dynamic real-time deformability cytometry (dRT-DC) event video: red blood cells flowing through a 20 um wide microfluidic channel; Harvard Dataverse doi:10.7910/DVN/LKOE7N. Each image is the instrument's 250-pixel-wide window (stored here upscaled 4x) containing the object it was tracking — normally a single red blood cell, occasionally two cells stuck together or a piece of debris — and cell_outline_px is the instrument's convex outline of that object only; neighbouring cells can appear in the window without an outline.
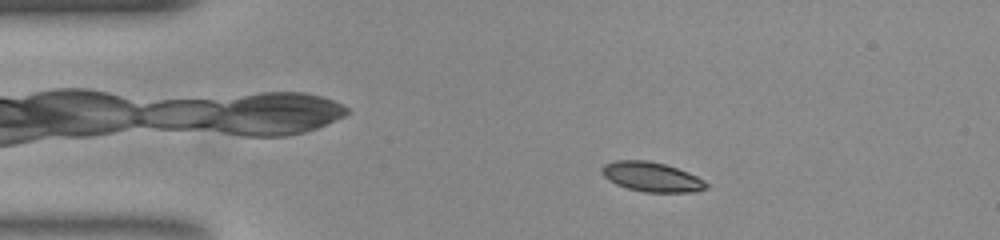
{"species": "common noctule bat (a hibernating species)", "species_latin": "Nyctalus noctula", "temperature_condition": "room temperature", "stored_images_in_passage": 45, "camera_frame_rate_fps": 3000, "um_per_image_px": 0.085, "animal": {"sex": "female", "body_mass_g": 23.0, "forearm_length_mm": 53.4}, "frame": {"image": 1, "passage_image": 2, "time_ms": 0.333, "image_size_px": [1000, 240], "cell_outline_px": [[708, 184], [704, 188], [692, 192], [644, 192], [628, 188], [616, 184], [604, 176], [600, 172], [600, 168], [604, 164], [616, 160], [648, 160], [664, 164], [688, 172], [704, 180]], "centroid_in_image_um": [55.35, 15.02], "position_along_channel_um": 29.7, "area_um2": 17.86}}
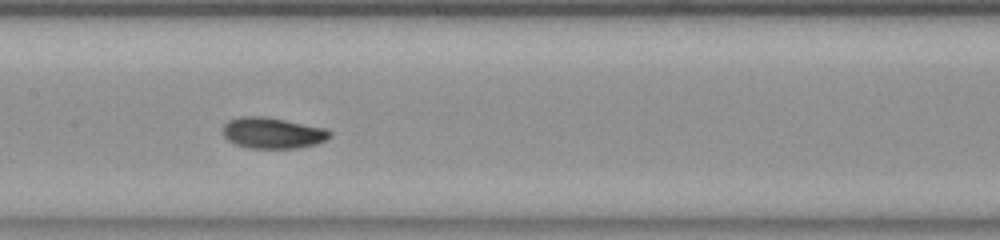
{"frame": {"image": 2, "passage_image": 18, "time_ms": 5.667, "image_size_px": [1000, 240], "cell_outline_px": [[332, 136], [316, 144], [296, 148], [248, 148], [236, 144], [228, 140], [224, 136], [224, 124], [228, 120], [240, 116], [264, 116], [324, 128], [332, 132]], "centroid_in_image_um": [23.16, 11.3], "position_along_channel_um": 184.2, "area_um2": 19.19}}
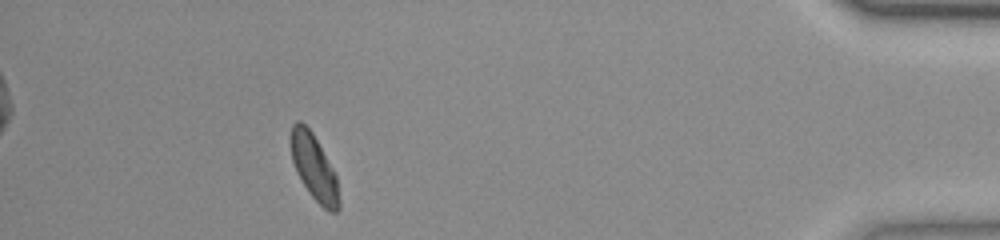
{"frame": {"image": 3, "passage_image": 40, "time_ms": 13.0, "image_size_px": [1000, 240], "cell_outline_px": [[340, 208], [336, 212], [328, 212], [312, 196], [296, 172], [292, 160], [288, 140], [292, 124], [296, 120], [300, 120], [312, 132], [332, 168], [336, 176], [340, 204]], "centroid_in_image_um": [26.65, 14.19], "position_along_channel_um": 408.5, "area_um2": 18.44}, "authors_computed_cell_mechanics": {"area_um2": 18.4382, "velocity_mm_per_s": 3.8686, "shape_relaxation_time_tau1_ms": 2.7163, "shape_relaxation_time_tau2_ms": 2.9583, "deformation_change_tau1": 0.1341, "deformation_change_tau2": 0.0746}}